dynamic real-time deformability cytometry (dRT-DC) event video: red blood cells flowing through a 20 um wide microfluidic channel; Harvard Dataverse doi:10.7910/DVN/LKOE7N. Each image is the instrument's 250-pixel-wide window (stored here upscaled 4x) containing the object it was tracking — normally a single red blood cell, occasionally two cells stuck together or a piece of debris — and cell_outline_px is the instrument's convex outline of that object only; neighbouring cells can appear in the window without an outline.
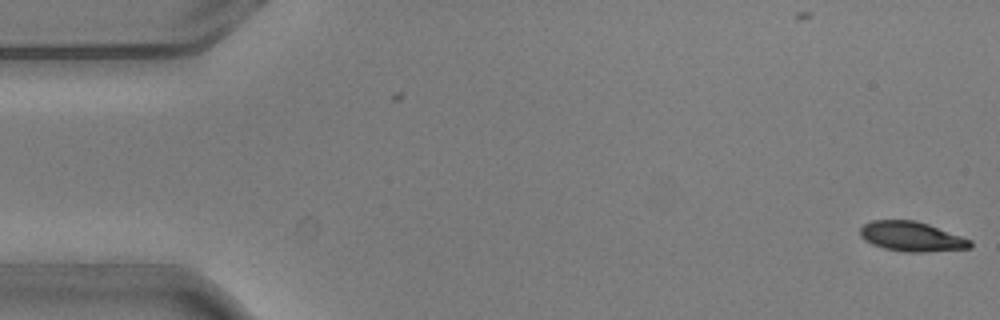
{"species": "common noctule bat (a hibernating species)", "species_latin": "Nyctalus noctula", "temperature_condition": "warm", "stored_images_in_passage": 2, "camera_frame_rate_fps": 3000, "um_per_image_px": 0.085, "animal": {"sex": "male", "body_mass_g": 20.5, "forearm_length_mm": 52.5}, "frame": {"image": 1, "passage_image": 2, "time_ms": 0.333, "image_size_px": [1000, 320], "cell_outline_px": [[972, 248], [924, 252], [904, 252], [884, 248], [872, 244], [864, 240], [860, 236], [860, 228], [864, 224], [872, 220], [916, 220], [928, 224], [972, 240]], "centroid_in_image_um": [77.48, 20.11], "position_along_channel_um": 7.5, "area_um2": 19.13}}